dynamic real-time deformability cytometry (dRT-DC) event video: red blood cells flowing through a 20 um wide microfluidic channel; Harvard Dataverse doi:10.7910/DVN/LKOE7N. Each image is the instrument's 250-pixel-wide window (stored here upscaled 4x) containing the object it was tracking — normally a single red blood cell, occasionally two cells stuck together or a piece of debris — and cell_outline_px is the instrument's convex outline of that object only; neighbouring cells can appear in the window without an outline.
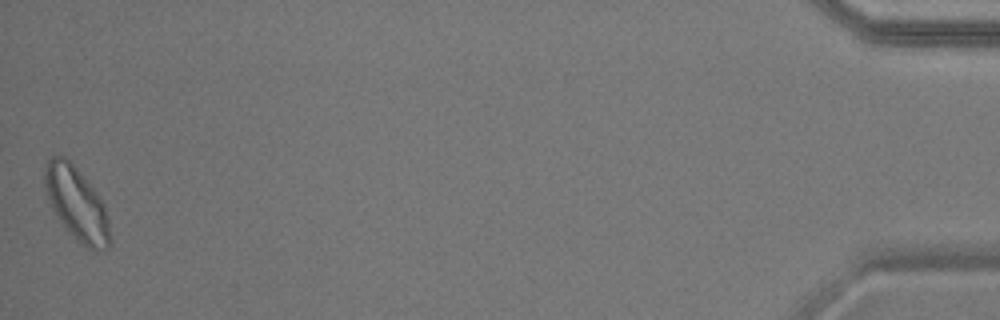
{"species": "common noctule bat (a hibernating species)", "species_latin": "Nyctalus noctula", "temperature_condition": "warm", "stored_images_in_passage": 54, "camera_frame_rate_fps": 3000, "um_per_image_px": 0.085, "animal": {"sex": "male", "body_mass_g": 17.9}, "frame": {"image": 1, "passage_image": 54, "time_ms": 17.667, "image_size_px": [1000, 320], "cell_outline_px": [[112, 240], [108, 248], [96, 252], [92, 252], [80, 244], [76, 240], [60, 220], [52, 208], [44, 184], [44, 172], [48, 160], [52, 156], [64, 156], [72, 164], [96, 192], [104, 204], [108, 220]], "centroid_in_image_um": [6.55, 17.39], "position_along_channel_um": 428.7, "area_um2": 27.57}, "authors_computed_cell_mechanics": {"area_um2": 20.9814, "velocity_mm_per_s": 3.597, "shape_relaxation_time_tau1_ms": 3.6631, "shape_relaxation_time_tau2_ms": 1.2476, "deformation_change_tau1": 0.1009, "deformation_change_tau2": 0.0917}}